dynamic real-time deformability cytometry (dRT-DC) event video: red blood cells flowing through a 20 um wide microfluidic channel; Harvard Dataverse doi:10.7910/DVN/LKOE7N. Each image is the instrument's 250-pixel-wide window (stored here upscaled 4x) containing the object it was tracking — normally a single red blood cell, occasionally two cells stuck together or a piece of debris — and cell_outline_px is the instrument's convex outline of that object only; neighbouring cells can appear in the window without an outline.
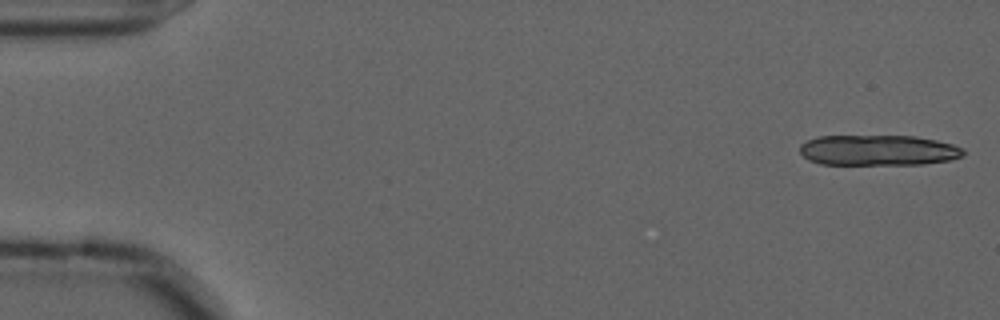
{"species": "common noctule bat (a hibernating species)", "species_latin": "Nyctalus noctula", "temperature_condition": "cold", "stored_images_in_passage": 15, "camera_frame_rate_fps": 3000, "um_per_image_px": 0.085, "animal": {"sex": "male", "forearm_length_mm": 52.5}, "frame": {"image": 1, "passage_image": 1, "time_ms": 0.0, "image_size_px": [1000, 320], "cell_outline_px": [[964, 156], [952, 160], [924, 164], [820, 164], [808, 160], [800, 152], [800, 144], [816, 136], [916, 136], [936, 140], [952, 144], [964, 148]], "centroid_in_image_um": [74.67, 12.77], "position_along_channel_um": 10.3, "area_um2": 29.3}}